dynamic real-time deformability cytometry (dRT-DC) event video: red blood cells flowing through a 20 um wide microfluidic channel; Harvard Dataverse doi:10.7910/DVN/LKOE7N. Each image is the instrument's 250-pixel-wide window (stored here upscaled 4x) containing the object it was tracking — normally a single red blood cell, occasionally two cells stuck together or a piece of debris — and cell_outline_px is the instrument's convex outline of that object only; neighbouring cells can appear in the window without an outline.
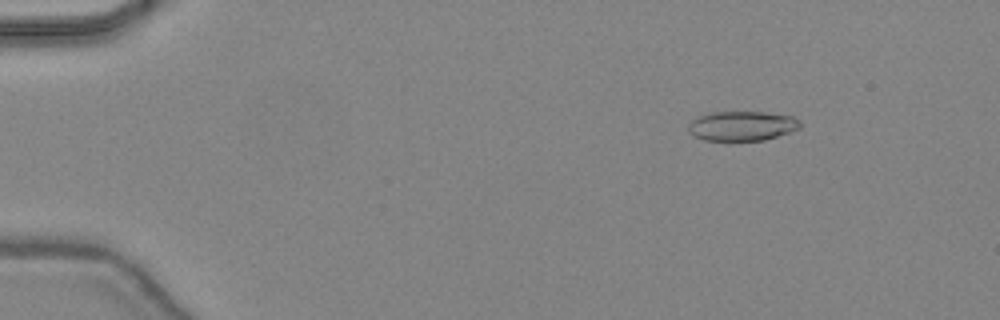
{"species": "common noctule bat (a hibernating species)", "species_latin": "Nyctalus noctula", "temperature_condition": "warm", "stored_images_in_passage": 44, "camera_frame_rate_fps": 3000, "um_per_image_px": 0.085, "animal": {"sex": "female", "body_mass_g": 24.6, "forearm_length_mm": 56.2}, "frame": {"image": 1, "passage_image": 4, "time_ms": 1.0, "image_size_px": [1000, 320], "cell_outline_px": [[800, 128], [764, 140], [704, 140], [688, 132], [688, 124], [696, 116], [712, 112], [764, 112], [792, 116], [800, 120]], "centroid_in_image_um": [63.04, 10.69], "position_along_channel_um": 22.0, "area_um2": 19.19}}
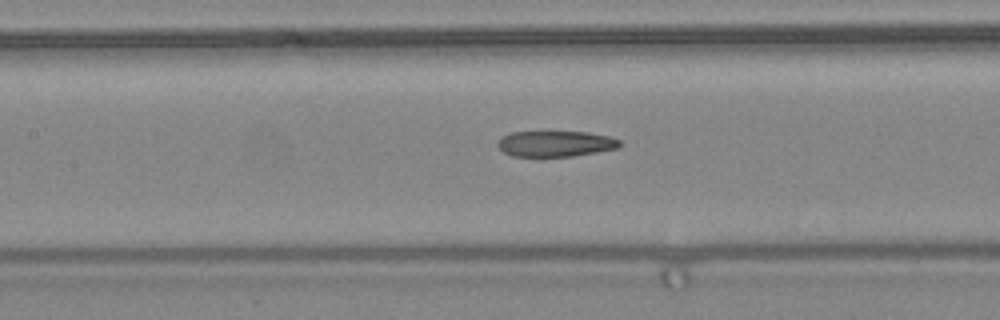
{"frame": {"image": 2, "passage_image": 20, "time_ms": 6.333, "image_size_px": [1000, 320], "cell_outline_px": [[624, 144], [620, 148], [572, 156], [540, 160], [512, 156], [504, 152], [496, 144], [504, 136], [512, 132], [588, 132], [608, 136], [620, 140]], "centroid_in_image_um": [47.22, 12.27], "position_along_channel_um": 160.2, "area_um2": 19.13}}
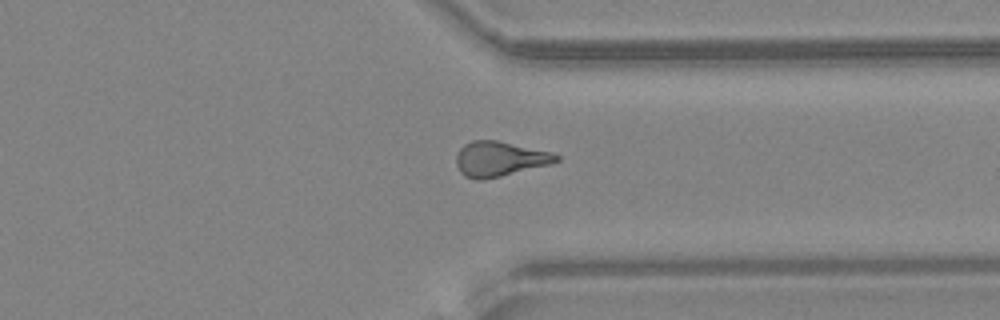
{"frame": {"image": 3, "passage_image": 34, "time_ms": 11.0, "image_size_px": [1000, 320], "cell_outline_px": [[560, 160], [548, 164], [484, 180], [476, 180], [464, 176], [460, 172], [456, 164], [456, 156], [460, 148], [464, 144], [472, 140], [500, 140], [552, 152], [560, 156]], "centroid_in_image_um": [42.44, 13.49], "position_along_channel_um": 369.0, "area_um2": 20.4}, "authors_computed_cell_mechanics": {"area_um2": 20.0566, "velocity_mm_per_s": 4.4864, "shape_relaxation_time_tau1_ms": null, "shape_relaxation_time_tau2_ms": 2.4957, "deformation_change_tau1": null, "deformation_change_tau2": 0.1186}}